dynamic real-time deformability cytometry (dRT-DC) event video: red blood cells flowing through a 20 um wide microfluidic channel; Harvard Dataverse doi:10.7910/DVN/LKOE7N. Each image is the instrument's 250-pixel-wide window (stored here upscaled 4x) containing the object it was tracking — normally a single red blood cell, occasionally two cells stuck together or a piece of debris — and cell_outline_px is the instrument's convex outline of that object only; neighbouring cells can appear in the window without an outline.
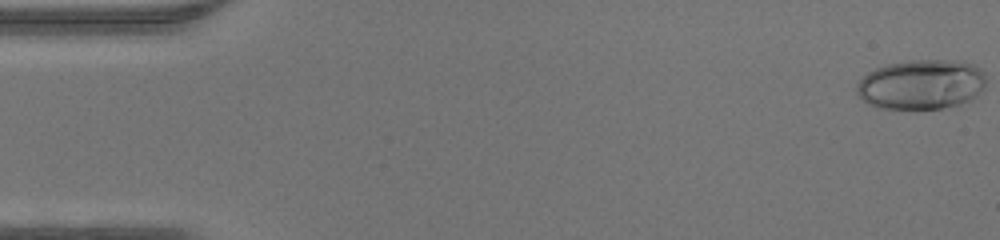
{"species": "human", "species_latin": "Homo sapiens", "temperature_condition": "warm", "stored_images_in_passage": 45, "camera_frame_rate_fps": 3000, "um_per_image_px": 0.085, "donor": {"sex": "male"}, "frame": {"image": 1, "passage_image": 1, "time_ms": 0.0, "image_size_px": [1000, 240], "cell_outline_px": [[984, 88], [972, 100], [960, 104], [944, 108], [880, 108], [868, 104], [856, 92], [856, 84], [868, 72], [876, 68], [888, 64], [912, 60], [956, 60], [972, 64], [980, 68], [984, 72]], "centroid_in_image_um": [78.33, 7.17], "position_along_channel_um": 6.7, "area_um2": 37.51}}
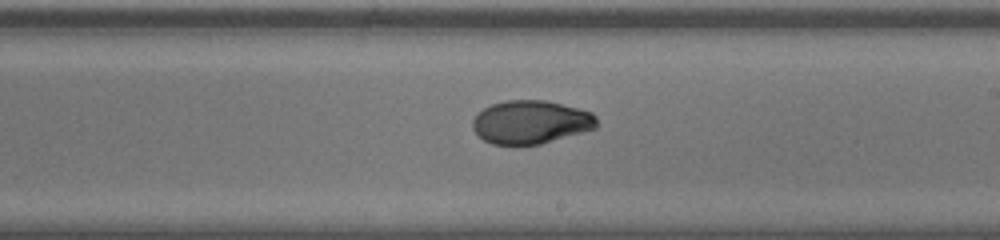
{"frame": {"image": 2, "passage_image": 27, "time_ms": 8.667, "image_size_px": [1000, 240], "cell_outline_px": [[600, 124], [596, 128], [540, 144], [492, 144], [484, 140], [472, 128], [472, 120], [484, 108], [492, 104], [504, 100], [544, 100], [592, 112], [596, 116]], "centroid_in_image_um": [45.13, 10.37], "position_along_channel_um": 243.9, "area_um2": 31.15}}
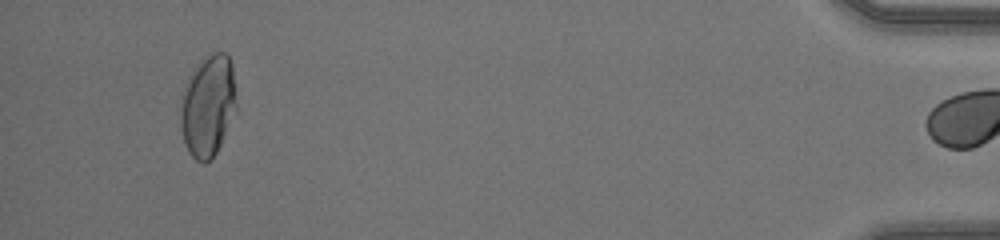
{"frame": {"image": 3, "passage_image": 44, "time_ms": 14.333, "image_size_px": [1000, 240], "cell_outline_px": [[236, 108], [220, 144], [216, 152], [204, 164], [196, 160], [188, 152], [184, 140], [180, 124], [180, 96], [188, 76], [200, 60], [204, 56], [212, 52], [224, 52], [228, 56], [232, 64]], "centroid_in_image_um": [17.63, 8.95], "position_along_channel_um": 417.6, "area_um2": 33.0}}